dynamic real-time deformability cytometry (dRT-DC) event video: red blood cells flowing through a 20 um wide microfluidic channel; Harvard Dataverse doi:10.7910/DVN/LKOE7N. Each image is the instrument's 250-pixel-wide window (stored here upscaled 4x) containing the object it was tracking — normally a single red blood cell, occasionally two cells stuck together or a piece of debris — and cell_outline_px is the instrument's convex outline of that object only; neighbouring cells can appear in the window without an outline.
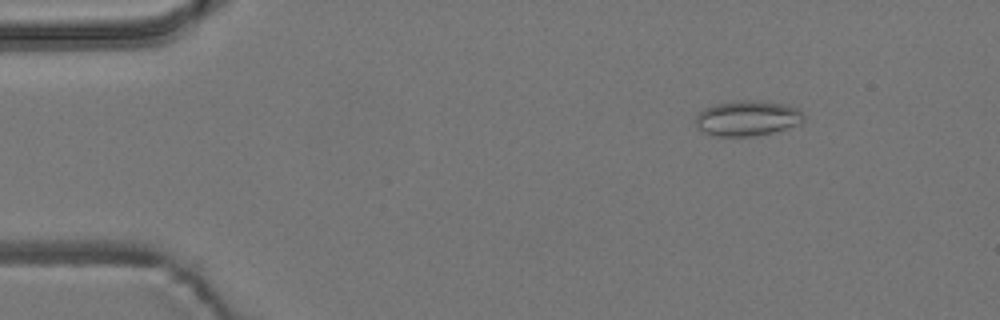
{"species": "common noctule bat (a hibernating species)", "species_latin": "Nyctalus noctula", "temperature_condition": "room temperature", "stored_images_in_passage": 11, "camera_frame_rate_fps": 3000, "um_per_image_px": 0.085, "animal": {"sex": "male", "body_mass_g": 19.2, "forearm_length_mm": 51.8}, "frame": {"image": 1, "passage_image": 1, "time_ms": 0.0, "image_size_px": [1000, 320], "cell_outline_px": [[804, 120], [800, 124], [772, 132], [752, 136], [720, 136], [704, 132], [696, 124], [696, 116], [704, 108], [716, 104], [740, 100], [752, 100], [784, 104], [796, 108], [804, 116]], "centroid_in_image_um": [63.53, 10.04], "position_along_channel_um": 21.5, "area_um2": 21.85}}